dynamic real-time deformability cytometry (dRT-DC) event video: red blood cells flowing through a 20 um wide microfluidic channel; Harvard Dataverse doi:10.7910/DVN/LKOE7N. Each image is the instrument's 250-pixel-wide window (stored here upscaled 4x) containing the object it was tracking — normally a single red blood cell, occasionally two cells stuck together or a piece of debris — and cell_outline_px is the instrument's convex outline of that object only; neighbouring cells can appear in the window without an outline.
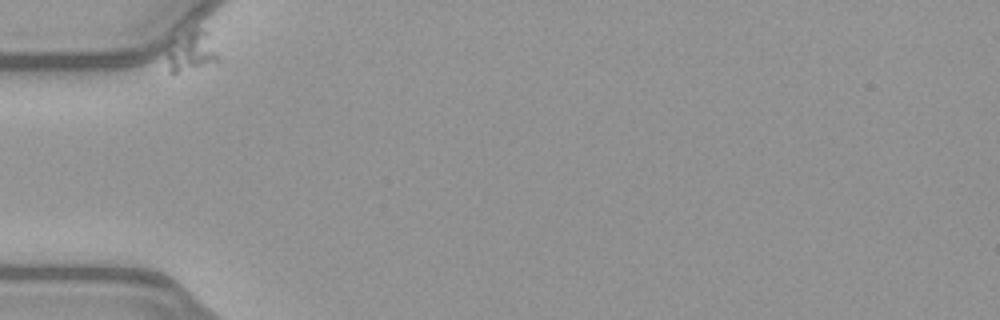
{"species": "common noctule bat (a hibernating species)", "species_latin": "Nyctalus noctula", "temperature_condition": "warm", "stored_images_in_passage": 35, "camera_frame_rate_fps": 3000, "um_per_image_px": 0.085, "animal": {"sex": "female", "body_mass_g": 21.9}, "frame": {"image": 1, "passage_image": 1, "time_ms": 0.0, "image_size_px": [1000, 320], "cell_outline_px": [[220, 60], [216, 64], [176, 76], [172, 76], [168, 72], [168, 52], [196, 28], [204, 28], [208, 32]], "centroid_in_image_um": [16.37, 4.55], "position_along_channel_um": 68.6, "area_um2": 11.79}}
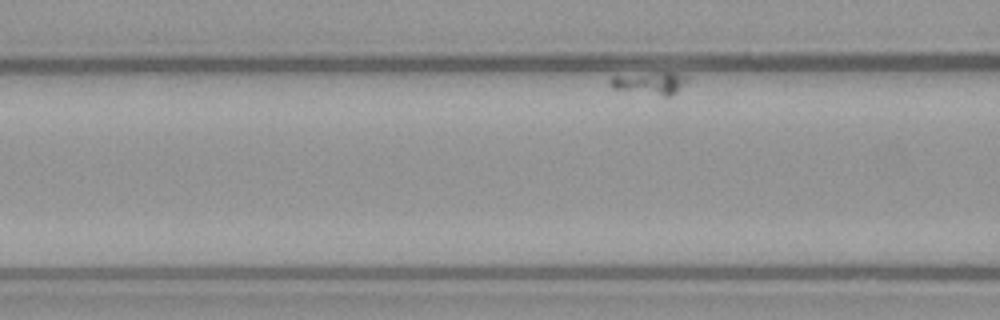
{"frame": {"image": 2, "passage_image": 8, "time_ms": 2.333, "image_size_px": [1000, 320], "cell_outline_px": [[688, 80], [672, 96], [664, 96], [612, 88], [608, 80], [612, 76], [656, 72], [676, 72], [688, 76]], "centroid_in_image_um": [55.27, 7.04], "position_along_channel_um": 111.3, "area_um2": 10.12}}